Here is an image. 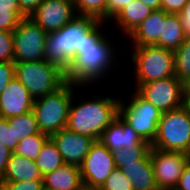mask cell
<instances>
[{
  "mask_svg": "<svg viewBox=\"0 0 190 190\" xmlns=\"http://www.w3.org/2000/svg\"><path fill=\"white\" fill-rule=\"evenodd\" d=\"M133 49L131 60L135 66L137 88L144 83L175 76L174 51L156 45Z\"/></svg>",
  "mask_w": 190,
  "mask_h": 190,
  "instance_id": "cell-6",
  "label": "cell"
},
{
  "mask_svg": "<svg viewBox=\"0 0 190 190\" xmlns=\"http://www.w3.org/2000/svg\"><path fill=\"white\" fill-rule=\"evenodd\" d=\"M12 153V151H10L2 142H0V180L6 171L7 163Z\"/></svg>",
  "mask_w": 190,
  "mask_h": 190,
  "instance_id": "cell-40",
  "label": "cell"
},
{
  "mask_svg": "<svg viewBox=\"0 0 190 190\" xmlns=\"http://www.w3.org/2000/svg\"><path fill=\"white\" fill-rule=\"evenodd\" d=\"M185 36H190V0L187 1L183 10L178 14Z\"/></svg>",
  "mask_w": 190,
  "mask_h": 190,
  "instance_id": "cell-37",
  "label": "cell"
},
{
  "mask_svg": "<svg viewBox=\"0 0 190 190\" xmlns=\"http://www.w3.org/2000/svg\"><path fill=\"white\" fill-rule=\"evenodd\" d=\"M0 7L9 8V11H21L17 0H0Z\"/></svg>",
  "mask_w": 190,
  "mask_h": 190,
  "instance_id": "cell-41",
  "label": "cell"
},
{
  "mask_svg": "<svg viewBox=\"0 0 190 190\" xmlns=\"http://www.w3.org/2000/svg\"><path fill=\"white\" fill-rule=\"evenodd\" d=\"M43 0H17L20 10L29 17Z\"/></svg>",
  "mask_w": 190,
  "mask_h": 190,
  "instance_id": "cell-39",
  "label": "cell"
},
{
  "mask_svg": "<svg viewBox=\"0 0 190 190\" xmlns=\"http://www.w3.org/2000/svg\"><path fill=\"white\" fill-rule=\"evenodd\" d=\"M9 126H13L14 151L22 139L40 133L33 111L8 118Z\"/></svg>",
  "mask_w": 190,
  "mask_h": 190,
  "instance_id": "cell-24",
  "label": "cell"
},
{
  "mask_svg": "<svg viewBox=\"0 0 190 190\" xmlns=\"http://www.w3.org/2000/svg\"><path fill=\"white\" fill-rule=\"evenodd\" d=\"M111 152L122 148L151 147V144L144 141L119 115L102 132L99 140Z\"/></svg>",
  "mask_w": 190,
  "mask_h": 190,
  "instance_id": "cell-16",
  "label": "cell"
},
{
  "mask_svg": "<svg viewBox=\"0 0 190 190\" xmlns=\"http://www.w3.org/2000/svg\"><path fill=\"white\" fill-rule=\"evenodd\" d=\"M14 77V62H0V94Z\"/></svg>",
  "mask_w": 190,
  "mask_h": 190,
  "instance_id": "cell-34",
  "label": "cell"
},
{
  "mask_svg": "<svg viewBox=\"0 0 190 190\" xmlns=\"http://www.w3.org/2000/svg\"><path fill=\"white\" fill-rule=\"evenodd\" d=\"M76 16L72 0H43L29 18L50 33L58 31Z\"/></svg>",
  "mask_w": 190,
  "mask_h": 190,
  "instance_id": "cell-13",
  "label": "cell"
},
{
  "mask_svg": "<svg viewBox=\"0 0 190 190\" xmlns=\"http://www.w3.org/2000/svg\"><path fill=\"white\" fill-rule=\"evenodd\" d=\"M43 184L51 190H82L84 188L80 167L65 163L44 175Z\"/></svg>",
  "mask_w": 190,
  "mask_h": 190,
  "instance_id": "cell-18",
  "label": "cell"
},
{
  "mask_svg": "<svg viewBox=\"0 0 190 190\" xmlns=\"http://www.w3.org/2000/svg\"><path fill=\"white\" fill-rule=\"evenodd\" d=\"M78 87L67 81L55 92L34 100L32 111L40 132L51 136L66 128L73 90Z\"/></svg>",
  "mask_w": 190,
  "mask_h": 190,
  "instance_id": "cell-4",
  "label": "cell"
},
{
  "mask_svg": "<svg viewBox=\"0 0 190 190\" xmlns=\"http://www.w3.org/2000/svg\"><path fill=\"white\" fill-rule=\"evenodd\" d=\"M151 147L190 155V116L181 106L162 113Z\"/></svg>",
  "mask_w": 190,
  "mask_h": 190,
  "instance_id": "cell-7",
  "label": "cell"
},
{
  "mask_svg": "<svg viewBox=\"0 0 190 190\" xmlns=\"http://www.w3.org/2000/svg\"><path fill=\"white\" fill-rule=\"evenodd\" d=\"M97 21L91 17L78 15L58 31L48 33L44 60L66 73L75 56L84 48L87 31Z\"/></svg>",
  "mask_w": 190,
  "mask_h": 190,
  "instance_id": "cell-3",
  "label": "cell"
},
{
  "mask_svg": "<svg viewBox=\"0 0 190 190\" xmlns=\"http://www.w3.org/2000/svg\"><path fill=\"white\" fill-rule=\"evenodd\" d=\"M169 14L163 10H154L139 26L128 36L134 43L133 47L146 45L159 46V36H162V22Z\"/></svg>",
  "mask_w": 190,
  "mask_h": 190,
  "instance_id": "cell-17",
  "label": "cell"
},
{
  "mask_svg": "<svg viewBox=\"0 0 190 190\" xmlns=\"http://www.w3.org/2000/svg\"><path fill=\"white\" fill-rule=\"evenodd\" d=\"M42 190H51V189H48V188H46V187H43Z\"/></svg>",
  "mask_w": 190,
  "mask_h": 190,
  "instance_id": "cell-45",
  "label": "cell"
},
{
  "mask_svg": "<svg viewBox=\"0 0 190 190\" xmlns=\"http://www.w3.org/2000/svg\"><path fill=\"white\" fill-rule=\"evenodd\" d=\"M12 34L14 63L44 60L48 33L31 18H22Z\"/></svg>",
  "mask_w": 190,
  "mask_h": 190,
  "instance_id": "cell-9",
  "label": "cell"
},
{
  "mask_svg": "<svg viewBox=\"0 0 190 190\" xmlns=\"http://www.w3.org/2000/svg\"><path fill=\"white\" fill-rule=\"evenodd\" d=\"M2 190H42L43 180L0 182Z\"/></svg>",
  "mask_w": 190,
  "mask_h": 190,
  "instance_id": "cell-32",
  "label": "cell"
},
{
  "mask_svg": "<svg viewBox=\"0 0 190 190\" xmlns=\"http://www.w3.org/2000/svg\"><path fill=\"white\" fill-rule=\"evenodd\" d=\"M0 62H14L13 34L0 30Z\"/></svg>",
  "mask_w": 190,
  "mask_h": 190,
  "instance_id": "cell-31",
  "label": "cell"
},
{
  "mask_svg": "<svg viewBox=\"0 0 190 190\" xmlns=\"http://www.w3.org/2000/svg\"><path fill=\"white\" fill-rule=\"evenodd\" d=\"M188 0H162L161 10L168 14H179Z\"/></svg>",
  "mask_w": 190,
  "mask_h": 190,
  "instance_id": "cell-35",
  "label": "cell"
},
{
  "mask_svg": "<svg viewBox=\"0 0 190 190\" xmlns=\"http://www.w3.org/2000/svg\"><path fill=\"white\" fill-rule=\"evenodd\" d=\"M35 162L42 176L51 173L64 164L58 147L51 137L43 144Z\"/></svg>",
  "mask_w": 190,
  "mask_h": 190,
  "instance_id": "cell-23",
  "label": "cell"
},
{
  "mask_svg": "<svg viewBox=\"0 0 190 190\" xmlns=\"http://www.w3.org/2000/svg\"><path fill=\"white\" fill-rule=\"evenodd\" d=\"M130 102L125 105L120 99L118 115L148 143L152 144L157 135L158 123L162 113L136 90L130 96Z\"/></svg>",
  "mask_w": 190,
  "mask_h": 190,
  "instance_id": "cell-8",
  "label": "cell"
},
{
  "mask_svg": "<svg viewBox=\"0 0 190 190\" xmlns=\"http://www.w3.org/2000/svg\"><path fill=\"white\" fill-rule=\"evenodd\" d=\"M102 21H97L88 31L85 45L82 51L75 56L67 72L66 81L80 87L102 79L113 66V44L108 37L101 32ZM100 27V28H99Z\"/></svg>",
  "mask_w": 190,
  "mask_h": 190,
  "instance_id": "cell-1",
  "label": "cell"
},
{
  "mask_svg": "<svg viewBox=\"0 0 190 190\" xmlns=\"http://www.w3.org/2000/svg\"><path fill=\"white\" fill-rule=\"evenodd\" d=\"M134 0H107V22Z\"/></svg>",
  "mask_w": 190,
  "mask_h": 190,
  "instance_id": "cell-36",
  "label": "cell"
},
{
  "mask_svg": "<svg viewBox=\"0 0 190 190\" xmlns=\"http://www.w3.org/2000/svg\"><path fill=\"white\" fill-rule=\"evenodd\" d=\"M95 97L93 100H83L74 105L73 96L66 128L97 141L118 115L120 98L114 99L110 95L103 98L97 95Z\"/></svg>",
  "mask_w": 190,
  "mask_h": 190,
  "instance_id": "cell-2",
  "label": "cell"
},
{
  "mask_svg": "<svg viewBox=\"0 0 190 190\" xmlns=\"http://www.w3.org/2000/svg\"><path fill=\"white\" fill-rule=\"evenodd\" d=\"M181 107L190 116V91H183Z\"/></svg>",
  "mask_w": 190,
  "mask_h": 190,
  "instance_id": "cell-42",
  "label": "cell"
},
{
  "mask_svg": "<svg viewBox=\"0 0 190 190\" xmlns=\"http://www.w3.org/2000/svg\"><path fill=\"white\" fill-rule=\"evenodd\" d=\"M30 180H43V176L40 173L36 162L13 152L0 182Z\"/></svg>",
  "mask_w": 190,
  "mask_h": 190,
  "instance_id": "cell-19",
  "label": "cell"
},
{
  "mask_svg": "<svg viewBox=\"0 0 190 190\" xmlns=\"http://www.w3.org/2000/svg\"><path fill=\"white\" fill-rule=\"evenodd\" d=\"M25 17L22 11H9V8L0 7V30L12 32Z\"/></svg>",
  "mask_w": 190,
  "mask_h": 190,
  "instance_id": "cell-30",
  "label": "cell"
},
{
  "mask_svg": "<svg viewBox=\"0 0 190 190\" xmlns=\"http://www.w3.org/2000/svg\"><path fill=\"white\" fill-rule=\"evenodd\" d=\"M185 33L178 14H169L162 22V36H159V47L176 51L185 41Z\"/></svg>",
  "mask_w": 190,
  "mask_h": 190,
  "instance_id": "cell-22",
  "label": "cell"
},
{
  "mask_svg": "<svg viewBox=\"0 0 190 190\" xmlns=\"http://www.w3.org/2000/svg\"><path fill=\"white\" fill-rule=\"evenodd\" d=\"M175 77L181 82L190 78V36L174 51Z\"/></svg>",
  "mask_w": 190,
  "mask_h": 190,
  "instance_id": "cell-27",
  "label": "cell"
},
{
  "mask_svg": "<svg viewBox=\"0 0 190 190\" xmlns=\"http://www.w3.org/2000/svg\"><path fill=\"white\" fill-rule=\"evenodd\" d=\"M49 137L50 136L48 134L42 132L28 136L25 139L19 141L14 153L32 161H36L43 144Z\"/></svg>",
  "mask_w": 190,
  "mask_h": 190,
  "instance_id": "cell-26",
  "label": "cell"
},
{
  "mask_svg": "<svg viewBox=\"0 0 190 190\" xmlns=\"http://www.w3.org/2000/svg\"><path fill=\"white\" fill-rule=\"evenodd\" d=\"M121 170L130 180L133 190H159L150 157L140 159L137 163L126 164Z\"/></svg>",
  "mask_w": 190,
  "mask_h": 190,
  "instance_id": "cell-21",
  "label": "cell"
},
{
  "mask_svg": "<svg viewBox=\"0 0 190 190\" xmlns=\"http://www.w3.org/2000/svg\"><path fill=\"white\" fill-rule=\"evenodd\" d=\"M56 143L65 164L81 166L95 140L87 135L61 129L50 136Z\"/></svg>",
  "mask_w": 190,
  "mask_h": 190,
  "instance_id": "cell-14",
  "label": "cell"
},
{
  "mask_svg": "<svg viewBox=\"0 0 190 190\" xmlns=\"http://www.w3.org/2000/svg\"><path fill=\"white\" fill-rule=\"evenodd\" d=\"M143 3L148 5L153 10L161 9V1L162 0H141Z\"/></svg>",
  "mask_w": 190,
  "mask_h": 190,
  "instance_id": "cell-43",
  "label": "cell"
},
{
  "mask_svg": "<svg viewBox=\"0 0 190 190\" xmlns=\"http://www.w3.org/2000/svg\"><path fill=\"white\" fill-rule=\"evenodd\" d=\"M154 10L141 0H134L119 11L113 18L123 34L128 36L143 22Z\"/></svg>",
  "mask_w": 190,
  "mask_h": 190,
  "instance_id": "cell-20",
  "label": "cell"
},
{
  "mask_svg": "<svg viewBox=\"0 0 190 190\" xmlns=\"http://www.w3.org/2000/svg\"><path fill=\"white\" fill-rule=\"evenodd\" d=\"M34 98L14 77L0 94V117L10 118L32 111Z\"/></svg>",
  "mask_w": 190,
  "mask_h": 190,
  "instance_id": "cell-15",
  "label": "cell"
},
{
  "mask_svg": "<svg viewBox=\"0 0 190 190\" xmlns=\"http://www.w3.org/2000/svg\"><path fill=\"white\" fill-rule=\"evenodd\" d=\"M0 142L14 152L13 126H9L8 119L2 117H0Z\"/></svg>",
  "mask_w": 190,
  "mask_h": 190,
  "instance_id": "cell-33",
  "label": "cell"
},
{
  "mask_svg": "<svg viewBox=\"0 0 190 190\" xmlns=\"http://www.w3.org/2000/svg\"><path fill=\"white\" fill-rule=\"evenodd\" d=\"M150 159L159 190H174L190 155L179 151H164L151 148Z\"/></svg>",
  "mask_w": 190,
  "mask_h": 190,
  "instance_id": "cell-10",
  "label": "cell"
},
{
  "mask_svg": "<svg viewBox=\"0 0 190 190\" xmlns=\"http://www.w3.org/2000/svg\"><path fill=\"white\" fill-rule=\"evenodd\" d=\"M174 190H190V161L185 166Z\"/></svg>",
  "mask_w": 190,
  "mask_h": 190,
  "instance_id": "cell-38",
  "label": "cell"
},
{
  "mask_svg": "<svg viewBox=\"0 0 190 190\" xmlns=\"http://www.w3.org/2000/svg\"><path fill=\"white\" fill-rule=\"evenodd\" d=\"M98 190H133V187L123 171L115 168Z\"/></svg>",
  "mask_w": 190,
  "mask_h": 190,
  "instance_id": "cell-29",
  "label": "cell"
},
{
  "mask_svg": "<svg viewBox=\"0 0 190 190\" xmlns=\"http://www.w3.org/2000/svg\"><path fill=\"white\" fill-rule=\"evenodd\" d=\"M15 77L35 99L55 92L67 81L65 72L45 60L14 63Z\"/></svg>",
  "mask_w": 190,
  "mask_h": 190,
  "instance_id": "cell-5",
  "label": "cell"
},
{
  "mask_svg": "<svg viewBox=\"0 0 190 190\" xmlns=\"http://www.w3.org/2000/svg\"><path fill=\"white\" fill-rule=\"evenodd\" d=\"M78 15L107 22V0H72Z\"/></svg>",
  "mask_w": 190,
  "mask_h": 190,
  "instance_id": "cell-25",
  "label": "cell"
},
{
  "mask_svg": "<svg viewBox=\"0 0 190 190\" xmlns=\"http://www.w3.org/2000/svg\"><path fill=\"white\" fill-rule=\"evenodd\" d=\"M184 83L175 76L141 84L135 90L161 113L182 105Z\"/></svg>",
  "mask_w": 190,
  "mask_h": 190,
  "instance_id": "cell-12",
  "label": "cell"
},
{
  "mask_svg": "<svg viewBox=\"0 0 190 190\" xmlns=\"http://www.w3.org/2000/svg\"><path fill=\"white\" fill-rule=\"evenodd\" d=\"M183 91H190V78L186 82H184Z\"/></svg>",
  "mask_w": 190,
  "mask_h": 190,
  "instance_id": "cell-44",
  "label": "cell"
},
{
  "mask_svg": "<svg viewBox=\"0 0 190 190\" xmlns=\"http://www.w3.org/2000/svg\"><path fill=\"white\" fill-rule=\"evenodd\" d=\"M152 147H131L122 148L113 152V159L116 168H123L126 164L137 163L140 159H148Z\"/></svg>",
  "mask_w": 190,
  "mask_h": 190,
  "instance_id": "cell-28",
  "label": "cell"
},
{
  "mask_svg": "<svg viewBox=\"0 0 190 190\" xmlns=\"http://www.w3.org/2000/svg\"><path fill=\"white\" fill-rule=\"evenodd\" d=\"M115 168L113 152L95 141L80 166L84 188L98 190Z\"/></svg>",
  "mask_w": 190,
  "mask_h": 190,
  "instance_id": "cell-11",
  "label": "cell"
}]
</instances>
